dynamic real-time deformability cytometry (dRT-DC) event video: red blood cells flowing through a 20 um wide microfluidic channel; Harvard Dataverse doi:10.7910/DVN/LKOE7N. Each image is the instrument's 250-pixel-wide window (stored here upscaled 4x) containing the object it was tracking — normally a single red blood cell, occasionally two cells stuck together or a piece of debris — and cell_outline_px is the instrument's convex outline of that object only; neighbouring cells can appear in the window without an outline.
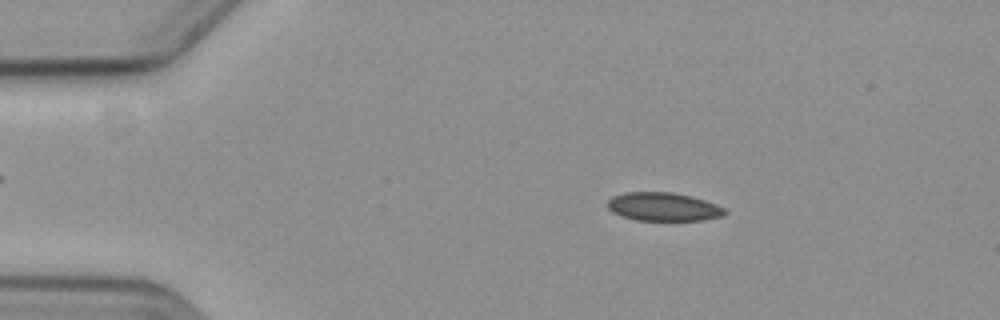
{"species": "common noctule bat (a hibernating species)", "species_latin": "Nyctalus noctula", "temperature_condition": "cold", "stored_images_in_passage": 57, "camera_frame_rate_fps": 3000, "um_per_image_px": 0.085, "animal": {"sex": "female", "body_mass_g": 19.3, "forearm_length_mm": 54.1}, "frame": {"image": 1, "passage_image": 10, "time_ms": 3.0, "image_size_px": [1000, 320], "cell_outline_px": [[728, 212], [724, 216], [704, 220], [636, 220], [620, 216], [612, 212], [608, 208], [608, 200], [612, 196], [624, 192], [672, 192], [704, 200], [716, 204], [724, 208]], "centroid_in_image_um": [56.37, 17.58], "position_along_channel_um": 28.6, "area_um2": 19.48}}
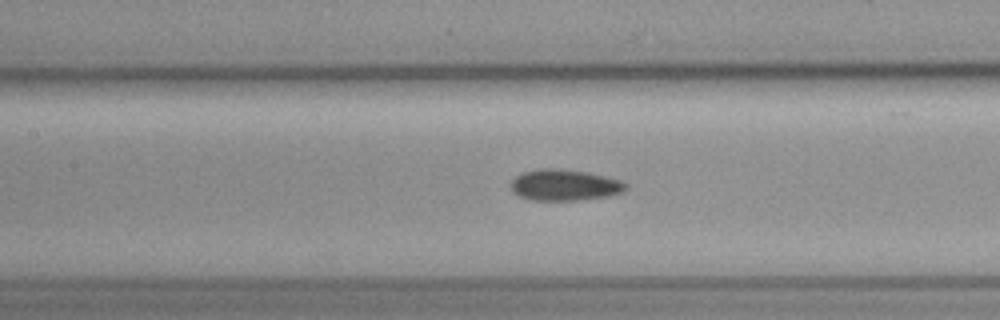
{"frame": {"image": 2, "passage_image": 26, "time_ms": 8.333, "image_size_px": [1000, 320], "cell_outline_px": [[628, 188], [620, 192], [608, 196], [584, 200], [528, 200], [516, 196], [512, 192], [512, 180], [516, 176], [524, 172], [544, 168], [552, 168], [588, 172], [620, 180], [628, 184]], "centroid_in_image_um": [47.98, 15.74], "position_along_channel_um": 159.4, "area_um2": 20.92}}
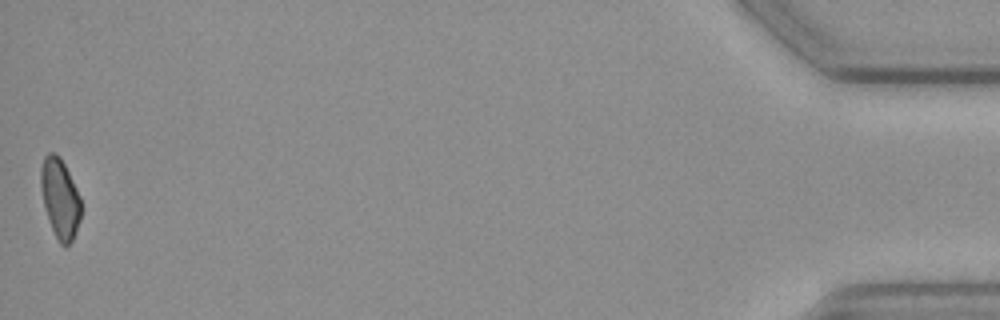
{"frame": {"image": 3, "passage_image": 57, "time_ms": 18.667, "image_size_px": [1000, 320], "cell_outline_px": [[80, 220], [76, 232], [72, 240], [64, 248], [60, 244], [52, 228], [44, 204], [40, 184], [40, 168], [44, 156], [48, 152], [56, 152], [60, 156], [80, 196]], "centroid_in_image_um": [5.09, 16.83], "position_along_channel_um": 430.1, "area_um2": 18.5}}